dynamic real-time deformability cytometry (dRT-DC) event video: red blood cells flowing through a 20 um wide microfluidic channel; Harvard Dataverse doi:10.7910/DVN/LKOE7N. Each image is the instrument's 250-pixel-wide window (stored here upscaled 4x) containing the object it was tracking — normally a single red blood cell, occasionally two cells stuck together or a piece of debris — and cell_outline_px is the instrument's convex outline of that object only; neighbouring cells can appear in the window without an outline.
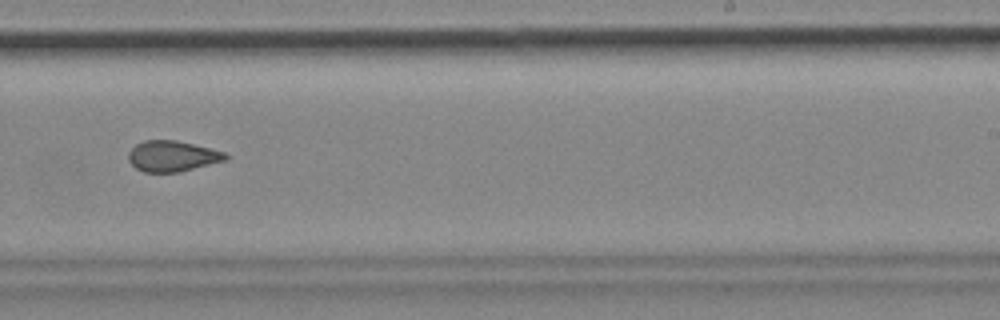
{"species": "common noctule bat (a hibernating species)", "species_latin": "Nyctalus noctula", "temperature_condition": "cold", "stored_images_in_passage": 15, "camera_frame_rate_fps": 3000, "um_per_image_px": 0.085, "animal": {"sex": "female", "body_mass_g": 18.4}, "frame": {"image": 1, "passage_image": 9, "time_ms": 2.667, "image_size_px": [1000, 320], "cell_outline_px": [[228, 160], [180, 172], [144, 172], [136, 168], [128, 160], [128, 152], [136, 144], [144, 140], [176, 140], [224, 152], [228, 156]], "centroid_in_image_um": [14.64, 13.28], "position_along_channel_um": 274.4, "area_um2": 17.4}}